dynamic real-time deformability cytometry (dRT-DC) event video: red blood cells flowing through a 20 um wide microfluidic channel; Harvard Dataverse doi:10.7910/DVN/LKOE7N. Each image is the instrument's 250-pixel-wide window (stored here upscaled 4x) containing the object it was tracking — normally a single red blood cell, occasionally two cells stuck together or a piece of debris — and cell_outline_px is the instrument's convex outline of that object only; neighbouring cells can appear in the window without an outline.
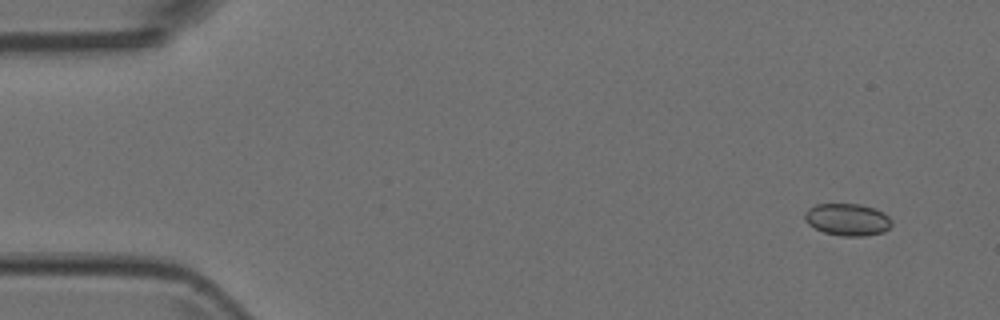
{"species": "Egyptian fruit bat (a non-hibernating species)", "species_latin": "Rousettus aegyptiacus", "temperature_condition": "room temperature", "stored_images_in_passage": 9, "camera_frame_rate_fps": 3000, "um_per_image_px": 0.085, "animal": {"sex": "female"}, "frame": {"image": 1, "passage_image": 1, "time_ms": 0.0, "image_size_px": [1000, 320], "cell_outline_px": [[892, 224], [884, 232], [864, 236], [844, 236], [824, 232], [808, 224], [804, 220], [804, 212], [808, 208], [816, 204], [860, 204], [876, 208], [884, 212], [892, 220]], "centroid_in_image_um": [72.04, 18.65], "position_along_channel_um": 13.0, "area_um2": 16.42}}
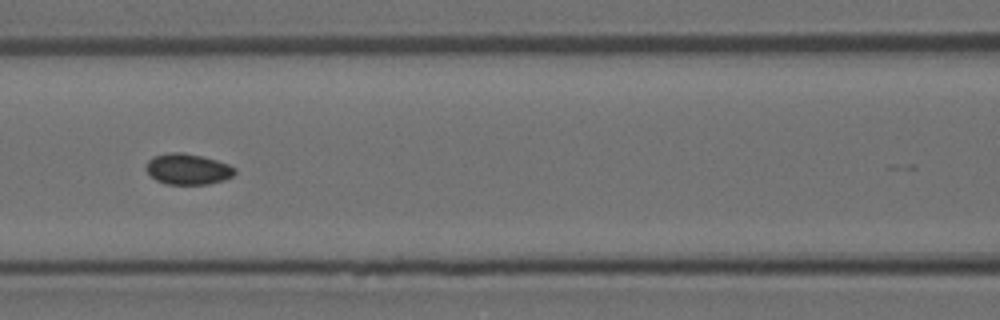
{"frame": {"image": 2, "passage_image": 6, "time_ms": 1.667, "image_size_px": [1000, 320], "cell_outline_px": [[236, 172], [232, 176], [224, 180], [208, 184], [164, 184], [156, 180], [144, 168], [148, 160], [152, 156], [172, 152], [184, 152], [204, 156], [228, 164], [236, 168]], "centroid_in_image_um": [15.95, 14.36], "position_along_channel_um": 150.6, "area_um2": 16.13}}
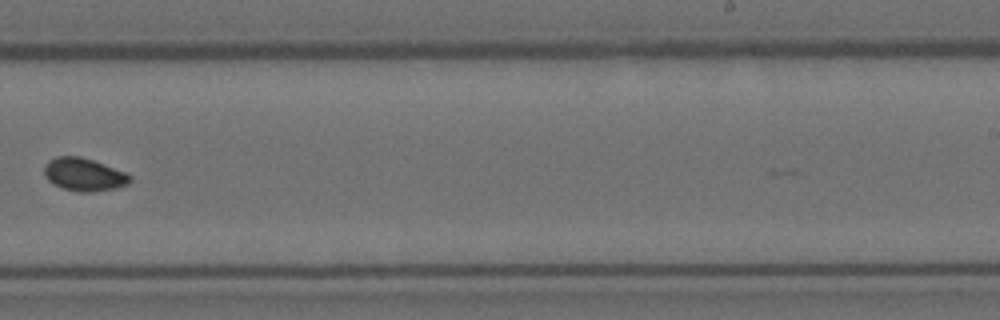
{"frame": {"image": 3, "passage_image": 9, "time_ms": 2.667, "image_size_px": [1000, 320], "cell_outline_px": [[132, 180], [128, 184], [116, 188], [92, 192], [80, 192], [64, 188], [52, 184], [48, 180], [44, 172], [44, 164], [48, 160], [56, 156], [80, 156], [92, 160], [124, 172], [132, 176]], "centroid_in_image_um": [7.12, 14.83], "position_along_channel_um": 281.9, "area_um2": 16.42}}